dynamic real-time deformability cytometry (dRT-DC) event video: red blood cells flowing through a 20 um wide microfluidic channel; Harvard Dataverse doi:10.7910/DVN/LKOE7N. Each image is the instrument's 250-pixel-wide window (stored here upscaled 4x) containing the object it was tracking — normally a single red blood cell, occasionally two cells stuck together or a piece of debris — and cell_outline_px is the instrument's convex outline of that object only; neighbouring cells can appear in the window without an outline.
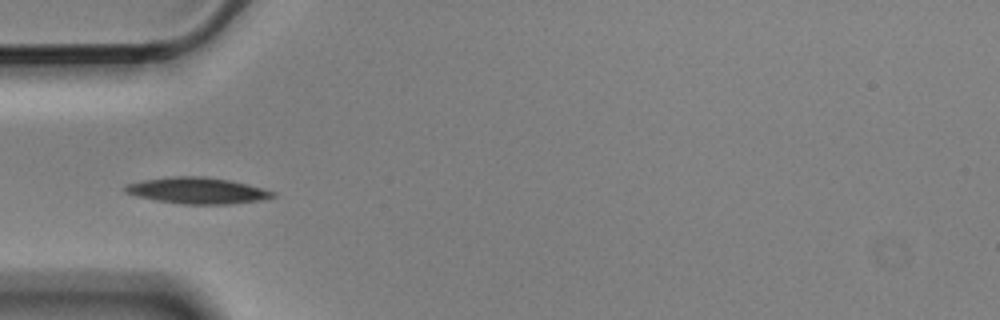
{"species": "Egyptian fruit bat (a non-hibernating species)", "species_latin": "Rousettus aegyptiacus", "temperature_condition": "cold", "stored_images_in_passage": 5, "camera_frame_rate_fps": 3000, "um_per_image_px": 0.085, "animal": {"sex": "male"}, "frame": {"image": 1, "passage_image": 4, "time_ms": 1.0, "image_size_px": [1000, 320], "cell_outline_px": [[276, 196], [260, 200], [232, 204], [184, 204], [156, 200], [136, 196], [124, 192], [120, 188], [128, 184], [144, 180], [172, 176], [204, 176], [228, 180], [276, 192]], "centroid_in_image_um": [16.72, 16.2], "position_along_channel_um": 68.3, "area_um2": 22.43}}
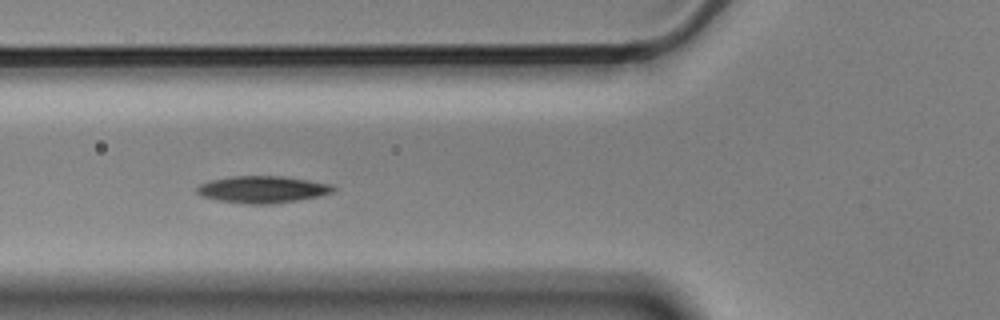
{"frame": {"image": 2, "passage_image": 5, "time_ms": 1.333, "image_size_px": [1000, 320], "cell_outline_px": [[336, 188], [332, 192], [316, 196], [296, 200], [272, 204], [244, 204], [216, 200], [200, 196], [196, 192], [196, 188], [200, 184], [212, 180], [232, 176], [280, 176], [308, 180], [332, 184]], "centroid_in_image_um": [22.26, 16.11], "position_along_channel_um": 103.5, "area_um2": 21.33}}